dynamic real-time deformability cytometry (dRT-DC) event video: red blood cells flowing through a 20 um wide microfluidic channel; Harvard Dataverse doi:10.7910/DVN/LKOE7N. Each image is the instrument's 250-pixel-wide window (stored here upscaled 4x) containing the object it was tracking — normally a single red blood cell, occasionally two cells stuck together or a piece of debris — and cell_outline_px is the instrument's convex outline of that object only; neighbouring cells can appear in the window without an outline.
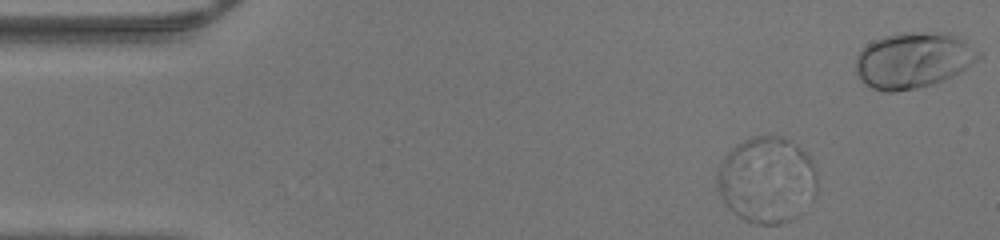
{"species": "human", "species_latin": "Homo sapiens", "temperature_condition": "warm", "stored_images_in_passage": 34, "camera_frame_rate_fps": 3000, "um_per_image_px": 0.085, "donor": {"sex": "male"}, "frame": {"image": 1, "passage_image": 1, "time_ms": 0.0, "image_size_px": [1000, 240], "cell_outline_px": [[816, 196], [800, 216], [792, 220], [780, 224], [756, 224], [744, 220], [732, 212], [716, 188], [716, 168], [724, 156], [736, 144], [756, 136], [780, 136], [788, 140], [800, 148], [808, 156], [816, 172]], "centroid_in_image_um": [65.17, 15.32], "position_along_channel_um": 19.8, "area_um2": 50.69}}
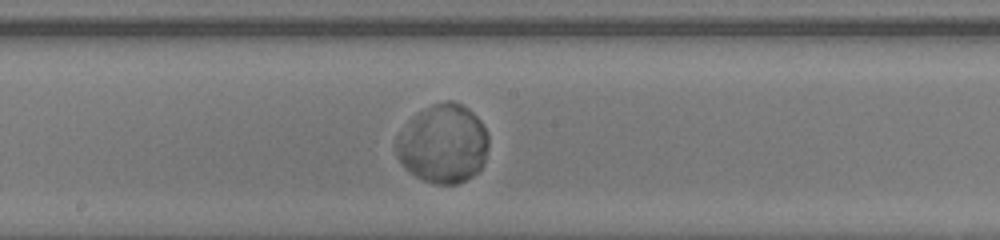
{"frame": {"image": 2, "passage_image": 21, "time_ms": 6.667, "image_size_px": [1000, 240], "cell_outline_px": [[488, 144], [484, 160], [480, 168], [472, 176], [456, 184], [432, 184], [408, 172], [404, 168], [396, 156], [396, 136], [420, 112], [432, 104], [448, 100], [452, 100], [468, 108], [480, 120], [488, 136]], "centroid_in_image_um": [37.65, 12.24], "position_along_channel_um": 210.5, "area_um2": 42.08}}
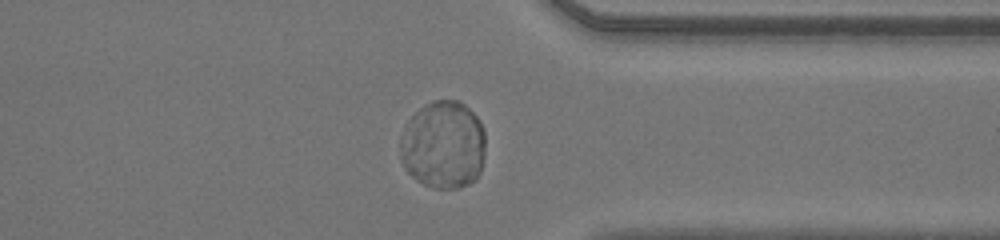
{"frame": {"image": 3, "passage_image": 33, "time_ms": 10.667, "image_size_px": [1000, 240], "cell_outline_px": [[484, 156], [480, 172], [468, 184], [460, 188], [432, 188], [416, 180], [408, 172], [404, 164], [400, 148], [400, 140], [404, 124], [420, 108], [432, 100], [460, 100], [480, 120], [484, 128]], "centroid_in_image_um": [37.68, 12.3], "position_along_channel_um": 373.7, "area_um2": 43.81}}